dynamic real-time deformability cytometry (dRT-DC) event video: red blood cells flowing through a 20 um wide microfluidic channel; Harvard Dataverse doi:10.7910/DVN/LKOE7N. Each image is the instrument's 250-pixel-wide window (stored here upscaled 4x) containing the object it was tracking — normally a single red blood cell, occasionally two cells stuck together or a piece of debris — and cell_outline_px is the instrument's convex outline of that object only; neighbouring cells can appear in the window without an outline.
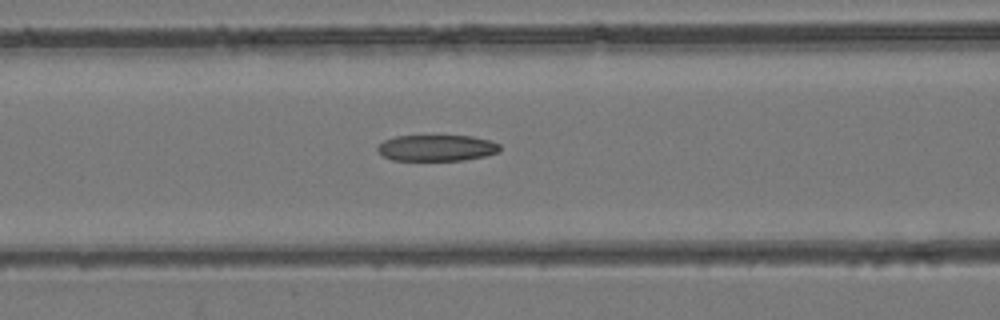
{"species": "common noctule bat (a hibernating species)", "species_latin": "Nyctalus noctula", "temperature_condition": "room temperature", "stored_images_in_passage": 47, "camera_frame_rate_fps": 3000, "um_per_image_px": 0.085, "animal": {"sex": "female", "body_mass_g": 24.6, "forearm_length_mm": 56.2}, "frame": {"image": 1, "passage_image": 20, "time_ms": 6.333, "image_size_px": [1000, 320], "cell_outline_px": [[500, 152], [484, 156], [464, 160], [392, 160], [384, 156], [376, 148], [384, 140], [396, 136], [472, 136], [488, 140], [500, 144]], "centroid_in_image_um": [37.14, 12.57], "position_along_channel_um": 129.5, "area_um2": 18.55}}
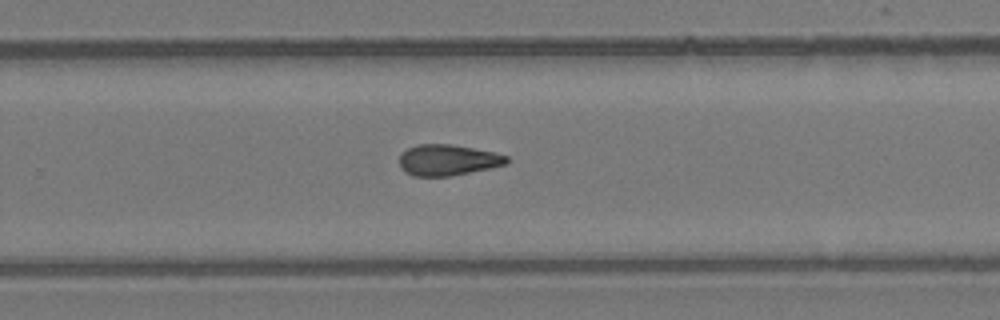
{"frame": {"image": 2, "passage_image": 31, "time_ms": 10.0, "image_size_px": [1000, 320], "cell_outline_px": [[508, 164], [452, 176], [412, 176], [400, 168], [400, 156], [408, 148], [416, 144], [452, 144], [496, 152], [508, 156]], "centroid_in_image_um": [38.08, 13.6], "position_along_channel_um": 291.7, "area_um2": 19.48}}
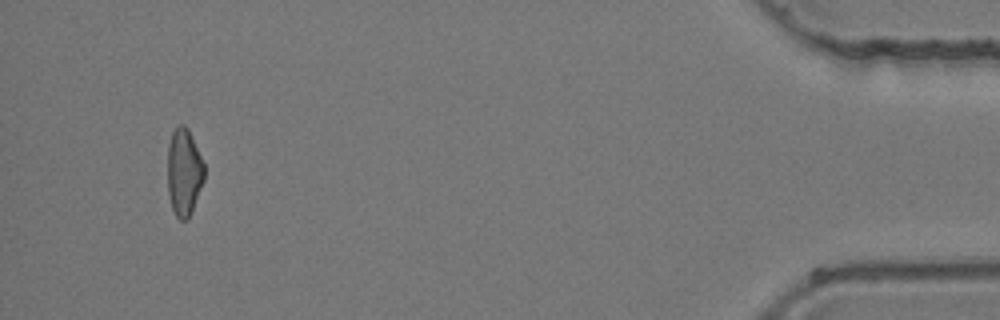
{"frame": {"image": 3, "passage_image": 45, "time_ms": 14.667, "image_size_px": [1000, 320], "cell_outline_px": [[204, 180], [192, 212], [188, 220], [180, 220], [176, 216], [172, 208], [168, 196], [168, 144], [172, 132], [176, 124], [184, 124], [188, 128], [204, 164]], "centroid_in_image_um": [15.63, 14.63], "position_along_channel_um": 419.6, "area_um2": 18.84}}